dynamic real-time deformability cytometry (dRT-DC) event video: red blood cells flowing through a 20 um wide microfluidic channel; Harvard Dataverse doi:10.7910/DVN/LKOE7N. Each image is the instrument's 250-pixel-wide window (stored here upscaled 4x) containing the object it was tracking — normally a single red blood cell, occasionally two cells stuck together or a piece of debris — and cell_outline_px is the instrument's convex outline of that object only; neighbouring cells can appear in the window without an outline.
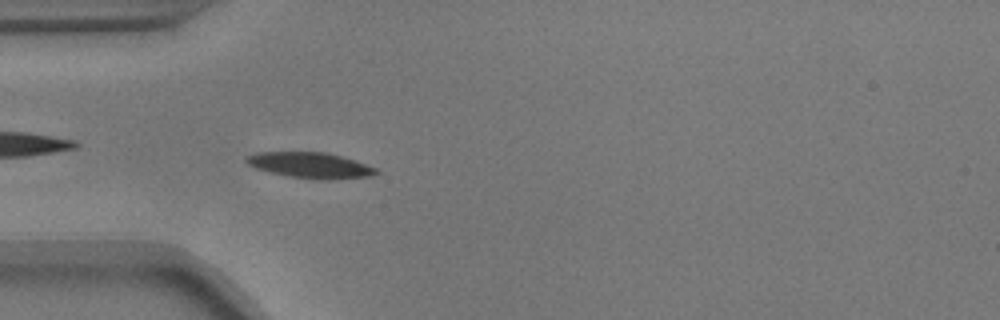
{"species": "common noctule bat (a hibernating species)", "species_latin": "Nyctalus noctula", "temperature_condition": "warm", "stored_images_in_passage": 5, "camera_frame_rate_fps": 3000, "um_per_image_px": 0.085, "animal": {"sex": "male", "body_mass_g": 17.9}, "frame": {"image": 1, "passage_image": 1, "time_ms": 0.0, "image_size_px": [1000, 320], "cell_outline_px": [[380, 172], [372, 176], [328, 180], [312, 180], [288, 176], [268, 172], [256, 168], [248, 164], [244, 160], [248, 156], [256, 152], [324, 152], [356, 160], [376, 168]], "centroid_in_image_um": [26.39, 14.06], "position_along_channel_um": 58.6, "area_um2": 19.65}}